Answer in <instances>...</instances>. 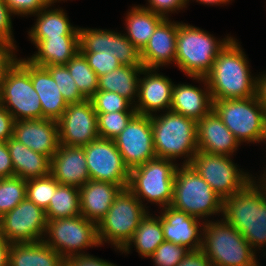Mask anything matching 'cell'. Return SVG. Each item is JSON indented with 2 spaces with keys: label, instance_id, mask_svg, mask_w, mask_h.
Masks as SVG:
<instances>
[{
  "label": "cell",
  "instance_id": "obj_1",
  "mask_svg": "<svg viewBox=\"0 0 266 266\" xmlns=\"http://www.w3.org/2000/svg\"><path fill=\"white\" fill-rule=\"evenodd\" d=\"M240 44L232 38L220 51L205 77L212 100L250 98L256 95L257 78L251 75Z\"/></svg>",
  "mask_w": 266,
  "mask_h": 266
},
{
  "label": "cell",
  "instance_id": "obj_2",
  "mask_svg": "<svg viewBox=\"0 0 266 266\" xmlns=\"http://www.w3.org/2000/svg\"><path fill=\"white\" fill-rule=\"evenodd\" d=\"M222 216L253 249L260 250L266 245V186L253 179L243 190L228 196L223 200Z\"/></svg>",
  "mask_w": 266,
  "mask_h": 266
},
{
  "label": "cell",
  "instance_id": "obj_3",
  "mask_svg": "<svg viewBox=\"0 0 266 266\" xmlns=\"http://www.w3.org/2000/svg\"><path fill=\"white\" fill-rule=\"evenodd\" d=\"M156 115H150L156 156L173 161L184 156L183 165H189L198 152L197 122L172 111Z\"/></svg>",
  "mask_w": 266,
  "mask_h": 266
},
{
  "label": "cell",
  "instance_id": "obj_4",
  "mask_svg": "<svg viewBox=\"0 0 266 266\" xmlns=\"http://www.w3.org/2000/svg\"><path fill=\"white\" fill-rule=\"evenodd\" d=\"M204 255L213 266H256L255 250L232 225L224 219L213 222L206 219L202 228Z\"/></svg>",
  "mask_w": 266,
  "mask_h": 266
},
{
  "label": "cell",
  "instance_id": "obj_5",
  "mask_svg": "<svg viewBox=\"0 0 266 266\" xmlns=\"http://www.w3.org/2000/svg\"><path fill=\"white\" fill-rule=\"evenodd\" d=\"M233 37L217 41L211 34L180 23L177 30L175 63L189 77H206L217 55Z\"/></svg>",
  "mask_w": 266,
  "mask_h": 266
},
{
  "label": "cell",
  "instance_id": "obj_6",
  "mask_svg": "<svg viewBox=\"0 0 266 266\" xmlns=\"http://www.w3.org/2000/svg\"><path fill=\"white\" fill-rule=\"evenodd\" d=\"M181 166L177 167L174 175L170 206L198 219L222 213L220 196L190 165Z\"/></svg>",
  "mask_w": 266,
  "mask_h": 266
},
{
  "label": "cell",
  "instance_id": "obj_7",
  "mask_svg": "<svg viewBox=\"0 0 266 266\" xmlns=\"http://www.w3.org/2000/svg\"><path fill=\"white\" fill-rule=\"evenodd\" d=\"M148 208L128 189H122L105 216L97 224L100 245L112 243L121 251L132 239Z\"/></svg>",
  "mask_w": 266,
  "mask_h": 266
},
{
  "label": "cell",
  "instance_id": "obj_8",
  "mask_svg": "<svg viewBox=\"0 0 266 266\" xmlns=\"http://www.w3.org/2000/svg\"><path fill=\"white\" fill-rule=\"evenodd\" d=\"M213 110L240 144L246 141L262 142L266 131V114L256 95L213 100Z\"/></svg>",
  "mask_w": 266,
  "mask_h": 266
},
{
  "label": "cell",
  "instance_id": "obj_9",
  "mask_svg": "<svg viewBox=\"0 0 266 266\" xmlns=\"http://www.w3.org/2000/svg\"><path fill=\"white\" fill-rule=\"evenodd\" d=\"M177 167L173 160L165 158L155 157L148 160L130 170L128 189L142 203L147 200L159 204L160 208L168 207L173 199L174 175Z\"/></svg>",
  "mask_w": 266,
  "mask_h": 266
},
{
  "label": "cell",
  "instance_id": "obj_10",
  "mask_svg": "<svg viewBox=\"0 0 266 266\" xmlns=\"http://www.w3.org/2000/svg\"><path fill=\"white\" fill-rule=\"evenodd\" d=\"M0 105L10 112L15 121L43 119L41 102L30 74L15 59L2 76Z\"/></svg>",
  "mask_w": 266,
  "mask_h": 266
},
{
  "label": "cell",
  "instance_id": "obj_11",
  "mask_svg": "<svg viewBox=\"0 0 266 266\" xmlns=\"http://www.w3.org/2000/svg\"><path fill=\"white\" fill-rule=\"evenodd\" d=\"M45 235L48 238L47 240L44 238L43 241L55 249L64 259L84 255V251L81 252L83 249L100 245L97 224L87 220L82 215L47 219Z\"/></svg>",
  "mask_w": 266,
  "mask_h": 266
},
{
  "label": "cell",
  "instance_id": "obj_12",
  "mask_svg": "<svg viewBox=\"0 0 266 266\" xmlns=\"http://www.w3.org/2000/svg\"><path fill=\"white\" fill-rule=\"evenodd\" d=\"M222 200L243 190L252 175L237 168L231 156L198 151L189 164Z\"/></svg>",
  "mask_w": 266,
  "mask_h": 266
},
{
  "label": "cell",
  "instance_id": "obj_13",
  "mask_svg": "<svg viewBox=\"0 0 266 266\" xmlns=\"http://www.w3.org/2000/svg\"><path fill=\"white\" fill-rule=\"evenodd\" d=\"M90 180L110 182L128 188L130 170L114 140L97 138L83 146Z\"/></svg>",
  "mask_w": 266,
  "mask_h": 266
},
{
  "label": "cell",
  "instance_id": "obj_14",
  "mask_svg": "<svg viewBox=\"0 0 266 266\" xmlns=\"http://www.w3.org/2000/svg\"><path fill=\"white\" fill-rule=\"evenodd\" d=\"M46 225L45 211L27 198L0 218V232L11 244L43 241Z\"/></svg>",
  "mask_w": 266,
  "mask_h": 266
},
{
  "label": "cell",
  "instance_id": "obj_15",
  "mask_svg": "<svg viewBox=\"0 0 266 266\" xmlns=\"http://www.w3.org/2000/svg\"><path fill=\"white\" fill-rule=\"evenodd\" d=\"M113 140L129 170L157 157L149 115L136 114Z\"/></svg>",
  "mask_w": 266,
  "mask_h": 266
},
{
  "label": "cell",
  "instance_id": "obj_16",
  "mask_svg": "<svg viewBox=\"0 0 266 266\" xmlns=\"http://www.w3.org/2000/svg\"><path fill=\"white\" fill-rule=\"evenodd\" d=\"M57 122L61 145L83 147L99 138L98 116L90 99L68 104Z\"/></svg>",
  "mask_w": 266,
  "mask_h": 266
},
{
  "label": "cell",
  "instance_id": "obj_17",
  "mask_svg": "<svg viewBox=\"0 0 266 266\" xmlns=\"http://www.w3.org/2000/svg\"><path fill=\"white\" fill-rule=\"evenodd\" d=\"M81 52H100L116 56L121 65L142 66L140 50L125 34L110 30L79 28Z\"/></svg>",
  "mask_w": 266,
  "mask_h": 266
},
{
  "label": "cell",
  "instance_id": "obj_18",
  "mask_svg": "<svg viewBox=\"0 0 266 266\" xmlns=\"http://www.w3.org/2000/svg\"><path fill=\"white\" fill-rule=\"evenodd\" d=\"M13 138L51 159L59 147L58 122L53 119L15 121Z\"/></svg>",
  "mask_w": 266,
  "mask_h": 266
},
{
  "label": "cell",
  "instance_id": "obj_19",
  "mask_svg": "<svg viewBox=\"0 0 266 266\" xmlns=\"http://www.w3.org/2000/svg\"><path fill=\"white\" fill-rule=\"evenodd\" d=\"M155 70L142 69L145 77L139 79L138 101L134 104L137 114L150 116L160 110L170 111L174 83Z\"/></svg>",
  "mask_w": 266,
  "mask_h": 266
},
{
  "label": "cell",
  "instance_id": "obj_20",
  "mask_svg": "<svg viewBox=\"0 0 266 266\" xmlns=\"http://www.w3.org/2000/svg\"><path fill=\"white\" fill-rule=\"evenodd\" d=\"M161 211L160 216L162 217L165 241L184 246L190 251L201 249L203 237L201 228H203L202 225L205 222L201 224L200 219L198 220V218L176 210L171 206L164 207Z\"/></svg>",
  "mask_w": 266,
  "mask_h": 266
},
{
  "label": "cell",
  "instance_id": "obj_21",
  "mask_svg": "<svg viewBox=\"0 0 266 266\" xmlns=\"http://www.w3.org/2000/svg\"><path fill=\"white\" fill-rule=\"evenodd\" d=\"M15 60L30 74L34 90L37 92L41 102L43 119L58 121L68 104L62 97L57 83L43 66H37L28 59Z\"/></svg>",
  "mask_w": 266,
  "mask_h": 266
},
{
  "label": "cell",
  "instance_id": "obj_22",
  "mask_svg": "<svg viewBox=\"0 0 266 266\" xmlns=\"http://www.w3.org/2000/svg\"><path fill=\"white\" fill-rule=\"evenodd\" d=\"M180 22L164 19L155 29L148 43L140 51L142 66L156 69L175 63L177 30ZM158 68V69H157Z\"/></svg>",
  "mask_w": 266,
  "mask_h": 266
},
{
  "label": "cell",
  "instance_id": "obj_23",
  "mask_svg": "<svg viewBox=\"0 0 266 266\" xmlns=\"http://www.w3.org/2000/svg\"><path fill=\"white\" fill-rule=\"evenodd\" d=\"M198 151L232 156L240 143L212 109L197 121Z\"/></svg>",
  "mask_w": 266,
  "mask_h": 266
},
{
  "label": "cell",
  "instance_id": "obj_24",
  "mask_svg": "<svg viewBox=\"0 0 266 266\" xmlns=\"http://www.w3.org/2000/svg\"><path fill=\"white\" fill-rule=\"evenodd\" d=\"M50 174L60 184L82 187L90 180L84 148L59 144L51 158Z\"/></svg>",
  "mask_w": 266,
  "mask_h": 266
},
{
  "label": "cell",
  "instance_id": "obj_25",
  "mask_svg": "<svg viewBox=\"0 0 266 266\" xmlns=\"http://www.w3.org/2000/svg\"><path fill=\"white\" fill-rule=\"evenodd\" d=\"M204 82L206 89L192 86L191 84H177L172 89L170 111L194 119L196 122L202 119L213 109L208 82L205 77H193Z\"/></svg>",
  "mask_w": 266,
  "mask_h": 266
},
{
  "label": "cell",
  "instance_id": "obj_26",
  "mask_svg": "<svg viewBox=\"0 0 266 266\" xmlns=\"http://www.w3.org/2000/svg\"><path fill=\"white\" fill-rule=\"evenodd\" d=\"M122 189L110 182L88 180L79 188L81 215L98 224Z\"/></svg>",
  "mask_w": 266,
  "mask_h": 266
},
{
  "label": "cell",
  "instance_id": "obj_27",
  "mask_svg": "<svg viewBox=\"0 0 266 266\" xmlns=\"http://www.w3.org/2000/svg\"><path fill=\"white\" fill-rule=\"evenodd\" d=\"M6 142L15 176L28 180L50 174L51 159L48 156L31 150L13 137Z\"/></svg>",
  "mask_w": 266,
  "mask_h": 266
},
{
  "label": "cell",
  "instance_id": "obj_28",
  "mask_svg": "<svg viewBox=\"0 0 266 266\" xmlns=\"http://www.w3.org/2000/svg\"><path fill=\"white\" fill-rule=\"evenodd\" d=\"M37 53L28 60L37 66L66 65L80 51L79 36L45 38L37 45Z\"/></svg>",
  "mask_w": 266,
  "mask_h": 266
},
{
  "label": "cell",
  "instance_id": "obj_29",
  "mask_svg": "<svg viewBox=\"0 0 266 266\" xmlns=\"http://www.w3.org/2000/svg\"><path fill=\"white\" fill-rule=\"evenodd\" d=\"M52 4L46 5L35 15L38 17L34 27L28 31L31 42L36 46L45 38L60 36H79V28L70 24L63 9H47Z\"/></svg>",
  "mask_w": 266,
  "mask_h": 266
},
{
  "label": "cell",
  "instance_id": "obj_30",
  "mask_svg": "<svg viewBox=\"0 0 266 266\" xmlns=\"http://www.w3.org/2000/svg\"><path fill=\"white\" fill-rule=\"evenodd\" d=\"M65 259L44 241L12 243L9 266H64Z\"/></svg>",
  "mask_w": 266,
  "mask_h": 266
},
{
  "label": "cell",
  "instance_id": "obj_31",
  "mask_svg": "<svg viewBox=\"0 0 266 266\" xmlns=\"http://www.w3.org/2000/svg\"><path fill=\"white\" fill-rule=\"evenodd\" d=\"M142 69L143 66L121 65L115 70L98 77L97 91L118 93L134 105L133 102H136L135 99L138 98L139 75L142 74Z\"/></svg>",
  "mask_w": 266,
  "mask_h": 266
},
{
  "label": "cell",
  "instance_id": "obj_32",
  "mask_svg": "<svg viewBox=\"0 0 266 266\" xmlns=\"http://www.w3.org/2000/svg\"><path fill=\"white\" fill-rule=\"evenodd\" d=\"M127 13L125 17L127 33L125 35L141 51L154 34L156 27L165 18L141 7V5L133 6L130 12Z\"/></svg>",
  "mask_w": 266,
  "mask_h": 266
},
{
  "label": "cell",
  "instance_id": "obj_33",
  "mask_svg": "<svg viewBox=\"0 0 266 266\" xmlns=\"http://www.w3.org/2000/svg\"><path fill=\"white\" fill-rule=\"evenodd\" d=\"M147 215L141 220L139 226L136 228L132 239L121 250L122 253L129 254L132 243L142 257L149 258L156 248L164 242L162 217Z\"/></svg>",
  "mask_w": 266,
  "mask_h": 266
},
{
  "label": "cell",
  "instance_id": "obj_34",
  "mask_svg": "<svg viewBox=\"0 0 266 266\" xmlns=\"http://www.w3.org/2000/svg\"><path fill=\"white\" fill-rule=\"evenodd\" d=\"M47 219L69 218L81 215L78 187L59 184L45 210Z\"/></svg>",
  "mask_w": 266,
  "mask_h": 266
},
{
  "label": "cell",
  "instance_id": "obj_35",
  "mask_svg": "<svg viewBox=\"0 0 266 266\" xmlns=\"http://www.w3.org/2000/svg\"><path fill=\"white\" fill-rule=\"evenodd\" d=\"M65 66L68 68L79 92L86 99H90L98 89V77L89 66L83 53L78 51Z\"/></svg>",
  "mask_w": 266,
  "mask_h": 266
},
{
  "label": "cell",
  "instance_id": "obj_36",
  "mask_svg": "<svg viewBox=\"0 0 266 266\" xmlns=\"http://www.w3.org/2000/svg\"><path fill=\"white\" fill-rule=\"evenodd\" d=\"M26 198V180L18 176L0 179V218Z\"/></svg>",
  "mask_w": 266,
  "mask_h": 266
},
{
  "label": "cell",
  "instance_id": "obj_37",
  "mask_svg": "<svg viewBox=\"0 0 266 266\" xmlns=\"http://www.w3.org/2000/svg\"><path fill=\"white\" fill-rule=\"evenodd\" d=\"M60 183L51 175L26 180V198L44 211Z\"/></svg>",
  "mask_w": 266,
  "mask_h": 266
},
{
  "label": "cell",
  "instance_id": "obj_38",
  "mask_svg": "<svg viewBox=\"0 0 266 266\" xmlns=\"http://www.w3.org/2000/svg\"><path fill=\"white\" fill-rule=\"evenodd\" d=\"M136 114V111L97 113L99 138L113 140Z\"/></svg>",
  "mask_w": 266,
  "mask_h": 266
},
{
  "label": "cell",
  "instance_id": "obj_39",
  "mask_svg": "<svg viewBox=\"0 0 266 266\" xmlns=\"http://www.w3.org/2000/svg\"><path fill=\"white\" fill-rule=\"evenodd\" d=\"M52 78L57 83V87L67 104L80 103L86 98L79 92L68 68L65 65L45 66Z\"/></svg>",
  "mask_w": 266,
  "mask_h": 266
},
{
  "label": "cell",
  "instance_id": "obj_40",
  "mask_svg": "<svg viewBox=\"0 0 266 266\" xmlns=\"http://www.w3.org/2000/svg\"><path fill=\"white\" fill-rule=\"evenodd\" d=\"M90 100L96 113L136 111L128 99L110 91H96Z\"/></svg>",
  "mask_w": 266,
  "mask_h": 266
},
{
  "label": "cell",
  "instance_id": "obj_41",
  "mask_svg": "<svg viewBox=\"0 0 266 266\" xmlns=\"http://www.w3.org/2000/svg\"><path fill=\"white\" fill-rule=\"evenodd\" d=\"M189 251L184 246L164 241L156 248L150 258L153 259L155 266H177Z\"/></svg>",
  "mask_w": 266,
  "mask_h": 266
},
{
  "label": "cell",
  "instance_id": "obj_42",
  "mask_svg": "<svg viewBox=\"0 0 266 266\" xmlns=\"http://www.w3.org/2000/svg\"><path fill=\"white\" fill-rule=\"evenodd\" d=\"M89 66L100 77L121 66L116 56L112 54H100V52H82Z\"/></svg>",
  "mask_w": 266,
  "mask_h": 266
},
{
  "label": "cell",
  "instance_id": "obj_43",
  "mask_svg": "<svg viewBox=\"0 0 266 266\" xmlns=\"http://www.w3.org/2000/svg\"><path fill=\"white\" fill-rule=\"evenodd\" d=\"M12 11L9 9L4 0H0V44L16 50L14 37L12 35Z\"/></svg>",
  "mask_w": 266,
  "mask_h": 266
},
{
  "label": "cell",
  "instance_id": "obj_44",
  "mask_svg": "<svg viewBox=\"0 0 266 266\" xmlns=\"http://www.w3.org/2000/svg\"><path fill=\"white\" fill-rule=\"evenodd\" d=\"M14 15H35L48 3L46 0H4Z\"/></svg>",
  "mask_w": 266,
  "mask_h": 266
},
{
  "label": "cell",
  "instance_id": "obj_45",
  "mask_svg": "<svg viewBox=\"0 0 266 266\" xmlns=\"http://www.w3.org/2000/svg\"><path fill=\"white\" fill-rule=\"evenodd\" d=\"M186 1L187 0H148V6L142 7L151 10L152 12L161 15L162 17L167 19L168 13L186 8Z\"/></svg>",
  "mask_w": 266,
  "mask_h": 266
},
{
  "label": "cell",
  "instance_id": "obj_46",
  "mask_svg": "<svg viewBox=\"0 0 266 266\" xmlns=\"http://www.w3.org/2000/svg\"><path fill=\"white\" fill-rule=\"evenodd\" d=\"M67 266H117L109 261L100 259L90 254L72 256L65 259Z\"/></svg>",
  "mask_w": 266,
  "mask_h": 266
},
{
  "label": "cell",
  "instance_id": "obj_47",
  "mask_svg": "<svg viewBox=\"0 0 266 266\" xmlns=\"http://www.w3.org/2000/svg\"><path fill=\"white\" fill-rule=\"evenodd\" d=\"M14 168L6 141H0V179L13 177Z\"/></svg>",
  "mask_w": 266,
  "mask_h": 266
},
{
  "label": "cell",
  "instance_id": "obj_48",
  "mask_svg": "<svg viewBox=\"0 0 266 266\" xmlns=\"http://www.w3.org/2000/svg\"><path fill=\"white\" fill-rule=\"evenodd\" d=\"M14 118L10 112L0 105V141L13 137Z\"/></svg>",
  "mask_w": 266,
  "mask_h": 266
},
{
  "label": "cell",
  "instance_id": "obj_49",
  "mask_svg": "<svg viewBox=\"0 0 266 266\" xmlns=\"http://www.w3.org/2000/svg\"><path fill=\"white\" fill-rule=\"evenodd\" d=\"M177 266H213V264L200 249L189 251V253Z\"/></svg>",
  "mask_w": 266,
  "mask_h": 266
},
{
  "label": "cell",
  "instance_id": "obj_50",
  "mask_svg": "<svg viewBox=\"0 0 266 266\" xmlns=\"http://www.w3.org/2000/svg\"><path fill=\"white\" fill-rule=\"evenodd\" d=\"M15 50L10 47H7L3 44H0V84L2 80L3 73L5 69L10 65V63L15 59L13 54Z\"/></svg>",
  "mask_w": 266,
  "mask_h": 266
},
{
  "label": "cell",
  "instance_id": "obj_51",
  "mask_svg": "<svg viewBox=\"0 0 266 266\" xmlns=\"http://www.w3.org/2000/svg\"><path fill=\"white\" fill-rule=\"evenodd\" d=\"M257 78L256 96L266 114V73Z\"/></svg>",
  "mask_w": 266,
  "mask_h": 266
},
{
  "label": "cell",
  "instance_id": "obj_52",
  "mask_svg": "<svg viewBox=\"0 0 266 266\" xmlns=\"http://www.w3.org/2000/svg\"><path fill=\"white\" fill-rule=\"evenodd\" d=\"M11 243L0 232V266H9V250Z\"/></svg>",
  "mask_w": 266,
  "mask_h": 266
},
{
  "label": "cell",
  "instance_id": "obj_53",
  "mask_svg": "<svg viewBox=\"0 0 266 266\" xmlns=\"http://www.w3.org/2000/svg\"><path fill=\"white\" fill-rule=\"evenodd\" d=\"M197 2L201 4H206V5H221V4H227L230 2V0H196ZM232 1V0H231ZM189 0L186 1L188 3Z\"/></svg>",
  "mask_w": 266,
  "mask_h": 266
},
{
  "label": "cell",
  "instance_id": "obj_54",
  "mask_svg": "<svg viewBox=\"0 0 266 266\" xmlns=\"http://www.w3.org/2000/svg\"><path fill=\"white\" fill-rule=\"evenodd\" d=\"M262 141L263 142H266V131H265V134H264V137H263V140ZM264 173H266V172L264 171ZM261 179L262 180H260V182H263L266 179V174H263V176H262Z\"/></svg>",
  "mask_w": 266,
  "mask_h": 266
},
{
  "label": "cell",
  "instance_id": "obj_55",
  "mask_svg": "<svg viewBox=\"0 0 266 266\" xmlns=\"http://www.w3.org/2000/svg\"><path fill=\"white\" fill-rule=\"evenodd\" d=\"M57 1H62V0H46V2H47L48 4H54V3L57 2Z\"/></svg>",
  "mask_w": 266,
  "mask_h": 266
},
{
  "label": "cell",
  "instance_id": "obj_56",
  "mask_svg": "<svg viewBox=\"0 0 266 266\" xmlns=\"http://www.w3.org/2000/svg\"><path fill=\"white\" fill-rule=\"evenodd\" d=\"M262 183L266 186V179Z\"/></svg>",
  "mask_w": 266,
  "mask_h": 266
}]
</instances>
